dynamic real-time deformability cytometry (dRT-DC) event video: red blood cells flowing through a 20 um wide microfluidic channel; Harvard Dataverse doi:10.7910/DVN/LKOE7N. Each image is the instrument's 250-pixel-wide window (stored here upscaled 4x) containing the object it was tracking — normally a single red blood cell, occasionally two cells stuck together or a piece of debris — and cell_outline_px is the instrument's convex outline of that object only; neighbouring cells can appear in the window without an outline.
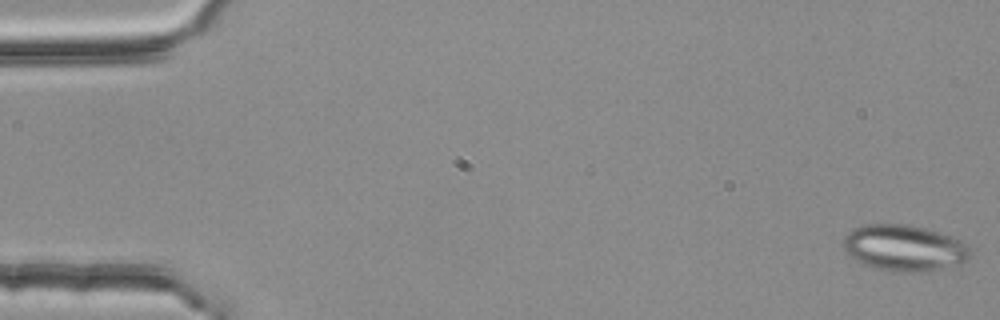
{"species": "common noctule bat (a hibernating species)", "species_latin": "Nyctalus noctula", "temperature_condition": "room temperature", "stored_images_in_passage": 17, "camera_frame_rate_fps": 3000, "um_per_image_px": 0.085, "animal": {"sex": "female", "body_mass_g": 25.1}, "frame": {"image": 1, "passage_image": 1, "time_ms": 0.0, "image_size_px": [1000, 320], "cell_outline_px": [[972, 256], [968, 260], [960, 264], [924, 272], [896, 272], [876, 268], [844, 252], [840, 244], [844, 236], [848, 232], [864, 224], [908, 224], [928, 228], [940, 232], [964, 244], [972, 252]], "centroid_in_image_um": [76.85, 21.07], "position_along_channel_um": 8.2, "area_um2": 34.16}}